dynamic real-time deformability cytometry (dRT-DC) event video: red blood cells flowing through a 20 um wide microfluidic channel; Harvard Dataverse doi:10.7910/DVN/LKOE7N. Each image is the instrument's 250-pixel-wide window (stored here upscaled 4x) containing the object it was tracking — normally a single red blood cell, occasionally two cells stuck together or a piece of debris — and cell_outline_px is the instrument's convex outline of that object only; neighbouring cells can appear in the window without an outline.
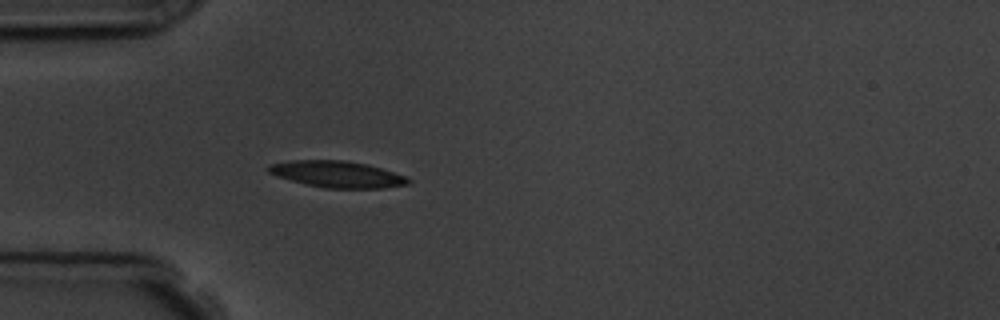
{"species": "common noctule bat (a hibernating species)", "species_latin": "Nyctalus noctula", "temperature_condition": "room temperature", "stored_images_in_passage": 4, "camera_frame_rate_fps": 3000, "um_per_image_px": 0.085, "animal": {"sex": "male", "body_mass_g": 19.5, "forearm_length_mm": 54.6}, "frame": {"image": 1, "passage_image": 4, "time_ms": 3.333, "image_size_px": [1000, 320], "cell_outline_px": [[412, 180], [408, 184], [384, 188], [324, 188], [304, 184], [276, 176], [268, 172], [264, 168], [272, 164], [292, 160], [344, 160], [368, 164], [404, 176]], "centroid_in_image_um": [28.62, 14.81], "position_along_channel_um": 56.4, "area_um2": 21.56}}